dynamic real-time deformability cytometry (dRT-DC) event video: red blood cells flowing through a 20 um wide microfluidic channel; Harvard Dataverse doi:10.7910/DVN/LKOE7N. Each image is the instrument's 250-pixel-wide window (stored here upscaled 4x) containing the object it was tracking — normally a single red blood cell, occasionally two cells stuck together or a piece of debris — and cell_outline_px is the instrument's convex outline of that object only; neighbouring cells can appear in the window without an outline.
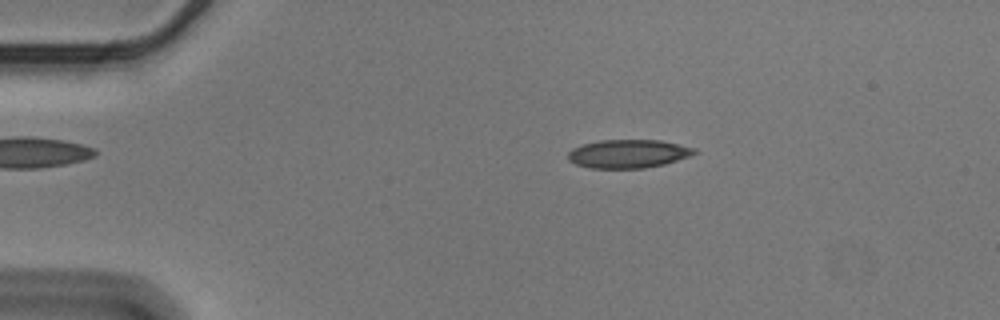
{"species": "Egyptian fruit bat (a non-hibernating species)", "species_latin": "Rousettus aegyptiacus", "temperature_condition": "cold", "stored_images_in_passage": 55, "camera_frame_rate_fps": 3000, "um_per_image_px": 0.085, "animal": {"sex": "male"}, "frame": {"image": 1, "passage_image": 10, "time_ms": 3.0, "image_size_px": [1000, 320], "cell_outline_px": [[700, 152], [664, 164], [644, 168], [588, 168], [576, 164], [568, 160], [568, 152], [572, 148], [584, 144], [600, 140], [660, 140], [696, 148]], "centroid_in_image_um": [53.39, 13.07], "position_along_channel_um": 31.6, "area_um2": 20.92}}
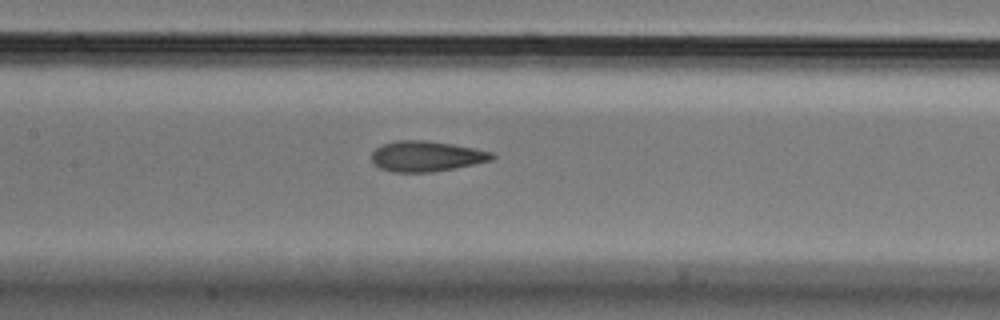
{"frame": {"image": 2, "passage_image": 26, "time_ms": 8.333, "image_size_px": [1000, 320], "cell_outline_px": [[496, 156], [492, 160], [456, 168], [432, 172], [392, 172], [380, 168], [372, 160], [372, 152], [380, 144], [396, 140], [424, 140], [452, 144], [492, 152]], "centroid_in_image_um": [36.22, 13.28], "position_along_channel_um": 171.2, "area_um2": 21.39}}
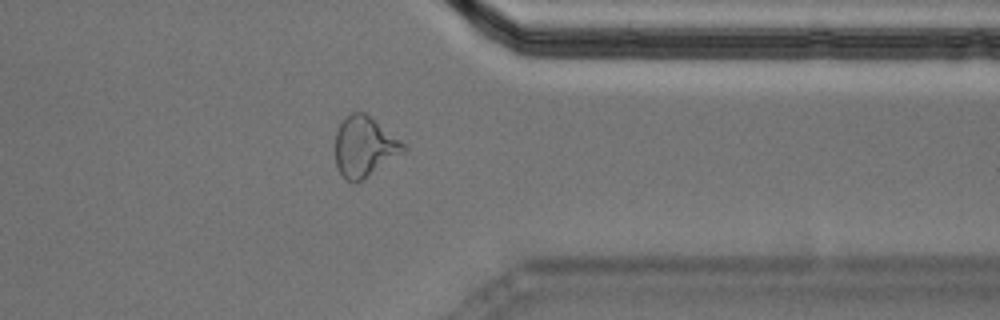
{"frame": {"image": 3, "passage_image": 44, "time_ms": 14.333, "image_size_px": [1000, 320], "cell_outline_px": [[408, 148], [404, 152], [364, 180], [348, 180], [340, 172], [336, 164], [336, 132], [340, 124], [352, 112], [364, 112], [404, 144]], "centroid_in_image_um": [30.98, 12.48], "position_along_channel_um": 380.4, "area_um2": 23.29}, "authors_computed_cell_mechanics": {"area_um2": 21.386, "velocity_mm_per_s": 3.5841, "shape_relaxation_time_tau1_ms": 5.1733, "shape_relaxation_time_tau2_ms": 2.1786, "deformation_change_tau1": 0.1852, "deformation_change_tau2": 0.1171}}